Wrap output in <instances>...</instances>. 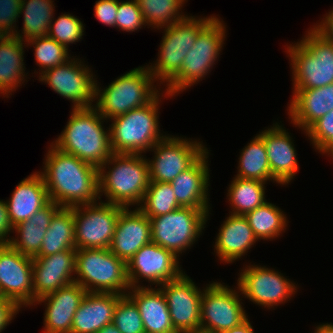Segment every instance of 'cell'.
<instances>
[{
	"label": "cell",
	"mask_w": 333,
	"mask_h": 333,
	"mask_svg": "<svg viewBox=\"0 0 333 333\" xmlns=\"http://www.w3.org/2000/svg\"><path fill=\"white\" fill-rule=\"evenodd\" d=\"M211 209L180 207L150 219L151 241L178 258L191 249L202 236L210 219Z\"/></svg>",
	"instance_id": "obj_11"
},
{
	"label": "cell",
	"mask_w": 333,
	"mask_h": 333,
	"mask_svg": "<svg viewBox=\"0 0 333 333\" xmlns=\"http://www.w3.org/2000/svg\"><path fill=\"white\" fill-rule=\"evenodd\" d=\"M126 295L137 306L145 332L178 333L172 324L165 295L159 287H134Z\"/></svg>",
	"instance_id": "obj_27"
},
{
	"label": "cell",
	"mask_w": 333,
	"mask_h": 333,
	"mask_svg": "<svg viewBox=\"0 0 333 333\" xmlns=\"http://www.w3.org/2000/svg\"><path fill=\"white\" fill-rule=\"evenodd\" d=\"M75 248L74 207H61L52 217L35 257L54 255Z\"/></svg>",
	"instance_id": "obj_31"
},
{
	"label": "cell",
	"mask_w": 333,
	"mask_h": 333,
	"mask_svg": "<svg viewBox=\"0 0 333 333\" xmlns=\"http://www.w3.org/2000/svg\"><path fill=\"white\" fill-rule=\"evenodd\" d=\"M84 58L72 56L64 64L45 70L37 78L71 102V109L93 107L96 76Z\"/></svg>",
	"instance_id": "obj_13"
},
{
	"label": "cell",
	"mask_w": 333,
	"mask_h": 333,
	"mask_svg": "<svg viewBox=\"0 0 333 333\" xmlns=\"http://www.w3.org/2000/svg\"><path fill=\"white\" fill-rule=\"evenodd\" d=\"M97 333H121L118 328L113 324L105 325L101 330Z\"/></svg>",
	"instance_id": "obj_51"
},
{
	"label": "cell",
	"mask_w": 333,
	"mask_h": 333,
	"mask_svg": "<svg viewBox=\"0 0 333 333\" xmlns=\"http://www.w3.org/2000/svg\"><path fill=\"white\" fill-rule=\"evenodd\" d=\"M151 242L150 219L139 208H124L109 250L127 263L142 246Z\"/></svg>",
	"instance_id": "obj_23"
},
{
	"label": "cell",
	"mask_w": 333,
	"mask_h": 333,
	"mask_svg": "<svg viewBox=\"0 0 333 333\" xmlns=\"http://www.w3.org/2000/svg\"><path fill=\"white\" fill-rule=\"evenodd\" d=\"M98 170L100 201L123 208L140 206L150 184L146 155L113 153Z\"/></svg>",
	"instance_id": "obj_2"
},
{
	"label": "cell",
	"mask_w": 333,
	"mask_h": 333,
	"mask_svg": "<svg viewBox=\"0 0 333 333\" xmlns=\"http://www.w3.org/2000/svg\"><path fill=\"white\" fill-rule=\"evenodd\" d=\"M159 288L165 295L171 321L178 333H200V309L203 288L187 273L165 282ZM201 288V289H200Z\"/></svg>",
	"instance_id": "obj_17"
},
{
	"label": "cell",
	"mask_w": 333,
	"mask_h": 333,
	"mask_svg": "<svg viewBox=\"0 0 333 333\" xmlns=\"http://www.w3.org/2000/svg\"><path fill=\"white\" fill-rule=\"evenodd\" d=\"M97 79L94 107L107 121L147 105L163 90L146 65L125 72L104 88Z\"/></svg>",
	"instance_id": "obj_6"
},
{
	"label": "cell",
	"mask_w": 333,
	"mask_h": 333,
	"mask_svg": "<svg viewBox=\"0 0 333 333\" xmlns=\"http://www.w3.org/2000/svg\"><path fill=\"white\" fill-rule=\"evenodd\" d=\"M305 136L316 152L330 157L333 154V110L315 121L306 130Z\"/></svg>",
	"instance_id": "obj_40"
},
{
	"label": "cell",
	"mask_w": 333,
	"mask_h": 333,
	"mask_svg": "<svg viewBox=\"0 0 333 333\" xmlns=\"http://www.w3.org/2000/svg\"><path fill=\"white\" fill-rule=\"evenodd\" d=\"M94 4V17L98 22L116 29L118 0H97Z\"/></svg>",
	"instance_id": "obj_44"
},
{
	"label": "cell",
	"mask_w": 333,
	"mask_h": 333,
	"mask_svg": "<svg viewBox=\"0 0 333 333\" xmlns=\"http://www.w3.org/2000/svg\"><path fill=\"white\" fill-rule=\"evenodd\" d=\"M200 138L168 134L148 152L150 181L170 183L181 172L190 168L209 148Z\"/></svg>",
	"instance_id": "obj_14"
},
{
	"label": "cell",
	"mask_w": 333,
	"mask_h": 333,
	"mask_svg": "<svg viewBox=\"0 0 333 333\" xmlns=\"http://www.w3.org/2000/svg\"><path fill=\"white\" fill-rule=\"evenodd\" d=\"M32 268V257L0 244V294L22 311L33 306Z\"/></svg>",
	"instance_id": "obj_18"
},
{
	"label": "cell",
	"mask_w": 333,
	"mask_h": 333,
	"mask_svg": "<svg viewBox=\"0 0 333 333\" xmlns=\"http://www.w3.org/2000/svg\"><path fill=\"white\" fill-rule=\"evenodd\" d=\"M60 208L61 206L50 201L27 221L13 227L12 233L15 235L11 236L8 244L21 254L34 258L40 251L52 217Z\"/></svg>",
	"instance_id": "obj_29"
},
{
	"label": "cell",
	"mask_w": 333,
	"mask_h": 333,
	"mask_svg": "<svg viewBox=\"0 0 333 333\" xmlns=\"http://www.w3.org/2000/svg\"><path fill=\"white\" fill-rule=\"evenodd\" d=\"M124 295L87 292L77 308L71 333H97L111 324L118 301Z\"/></svg>",
	"instance_id": "obj_25"
},
{
	"label": "cell",
	"mask_w": 333,
	"mask_h": 333,
	"mask_svg": "<svg viewBox=\"0 0 333 333\" xmlns=\"http://www.w3.org/2000/svg\"><path fill=\"white\" fill-rule=\"evenodd\" d=\"M218 229L213 242V250L218 261L234 264L247 257L250 249L259 242L245 216L228 214ZM242 258V259H241Z\"/></svg>",
	"instance_id": "obj_22"
},
{
	"label": "cell",
	"mask_w": 333,
	"mask_h": 333,
	"mask_svg": "<svg viewBox=\"0 0 333 333\" xmlns=\"http://www.w3.org/2000/svg\"><path fill=\"white\" fill-rule=\"evenodd\" d=\"M188 15L184 20L158 29L163 36L157 59L147 64L154 80L163 88L178 74L187 52L193 47L198 34L216 17ZM151 64V65H150Z\"/></svg>",
	"instance_id": "obj_8"
},
{
	"label": "cell",
	"mask_w": 333,
	"mask_h": 333,
	"mask_svg": "<svg viewBox=\"0 0 333 333\" xmlns=\"http://www.w3.org/2000/svg\"><path fill=\"white\" fill-rule=\"evenodd\" d=\"M210 149L170 182L180 207L212 209L210 201Z\"/></svg>",
	"instance_id": "obj_24"
},
{
	"label": "cell",
	"mask_w": 333,
	"mask_h": 333,
	"mask_svg": "<svg viewBox=\"0 0 333 333\" xmlns=\"http://www.w3.org/2000/svg\"><path fill=\"white\" fill-rule=\"evenodd\" d=\"M22 312L11 300L0 296V333Z\"/></svg>",
	"instance_id": "obj_45"
},
{
	"label": "cell",
	"mask_w": 333,
	"mask_h": 333,
	"mask_svg": "<svg viewBox=\"0 0 333 333\" xmlns=\"http://www.w3.org/2000/svg\"><path fill=\"white\" fill-rule=\"evenodd\" d=\"M76 249L33 258V304L39 298L75 282Z\"/></svg>",
	"instance_id": "obj_20"
},
{
	"label": "cell",
	"mask_w": 333,
	"mask_h": 333,
	"mask_svg": "<svg viewBox=\"0 0 333 333\" xmlns=\"http://www.w3.org/2000/svg\"><path fill=\"white\" fill-rule=\"evenodd\" d=\"M286 107L290 124L306 134V130L319 118L329 112L324 97V86L312 89H292Z\"/></svg>",
	"instance_id": "obj_30"
},
{
	"label": "cell",
	"mask_w": 333,
	"mask_h": 333,
	"mask_svg": "<svg viewBox=\"0 0 333 333\" xmlns=\"http://www.w3.org/2000/svg\"><path fill=\"white\" fill-rule=\"evenodd\" d=\"M87 291L76 282L59 288L35 301L43 304V333H71L74 314Z\"/></svg>",
	"instance_id": "obj_21"
},
{
	"label": "cell",
	"mask_w": 333,
	"mask_h": 333,
	"mask_svg": "<svg viewBox=\"0 0 333 333\" xmlns=\"http://www.w3.org/2000/svg\"><path fill=\"white\" fill-rule=\"evenodd\" d=\"M286 215L278 205L267 201L244 216L258 241L266 242L277 240L287 231L289 220Z\"/></svg>",
	"instance_id": "obj_35"
},
{
	"label": "cell",
	"mask_w": 333,
	"mask_h": 333,
	"mask_svg": "<svg viewBox=\"0 0 333 333\" xmlns=\"http://www.w3.org/2000/svg\"><path fill=\"white\" fill-rule=\"evenodd\" d=\"M324 97L329 111L333 110V84L324 86Z\"/></svg>",
	"instance_id": "obj_49"
},
{
	"label": "cell",
	"mask_w": 333,
	"mask_h": 333,
	"mask_svg": "<svg viewBox=\"0 0 333 333\" xmlns=\"http://www.w3.org/2000/svg\"><path fill=\"white\" fill-rule=\"evenodd\" d=\"M13 232L6 200L0 199V244H8Z\"/></svg>",
	"instance_id": "obj_46"
},
{
	"label": "cell",
	"mask_w": 333,
	"mask_h": 333,
	"mask_svg": "<svg viewBox=\"0 0 333 333\" xmlns=\"http://www.w3.org/2000/svg\"><path fill=\"white\" fill-rule=\"evenodd\" d=\"M170 183L150 181L138 207L148 218L165 215L180 208Z\"/></svg>",
	"instance_id": "obj_38"
},
{
	"label": "cell",
	"mask_w": 333,
	"mask_h": 333,
	"mask_svg": "<svg viewBox=\"0 0 333 333\" xmlns=\"http://www.w3.org/2000/svg\"><path fill=\"white\" fill-rule=\"evenodd\" d=\"M163 98H174L164 89L147 105L132 109L109 121L113 153L146 154L168 134L160 129L159 114ZM163 131V133H162Z\"/></svg>",
	"instance_id": "obj_4"
},
{
	"label": "cell",
	"mask_w": 333,
	"mask_h": 333,
	"mask_svg": "<svg viewBox=\"0 0 333 333\" xmlns=\"http://www.w3.org/2000/svg\"><path fill=\"white\" fill-rule=\"evenodd\" d=\"M313 330L311 333H322L315 325Z\"/></svg>",
	"instance_id": "obj_52"
},
{
	"label": "cell",
	"mask_w": 333,
	"mask_h": 333,
	"mask_svg": "<svg viewBox=\"0 0 333 333\" xmlns=\"http://www.w3.org/2000/svg\"><path fill=\"white\" fill-rule=\"evenodd\" d=\"M200 309V333H221L248 318L239 287L220 281L204 285Z\"/></svg>",
	"instance_id": "obj_12"
},
{
	"label": "cell",
	"mask_w": 333,
	"mask_h": 333,
	"mask_svg": "<svg viewBox=\"0 0 333 333\" xmlns=\"http://www.w3.org/2000/svg\"><path fill=\"white\" fill-rule=\"evenodd\" d=\"M112 323L121 333H142L145 331L140 312L127 295L118 301Z\"/></svg>",
	"instance_id": "obj_41"
},
{
	"label": "cell",
	"mask_w": 333,
	"mask_h": 333,
	"mask_svg": "<svg viewBox=\"0 0 333 333\" xmlns=\"http://www.w3.org/2000/svg\"><path fill=\"white\" fill-rule=\"evenodd\" d=\"M20 6L21 0H0V36L15 35Z\"/></svg>",
	"instance_id": "obj_43"
},
{
	"label": "cell",
	"mask_w": 333,
	"mask_h": 333,
	"mask_svg": "<svg viewBox=\"0 0 333 333\" xmlns=\"http://www.w3.org/2000/svg\"><path fill=\"white\" fill-rule=\"evenodd\" d=\"M180 259L170 250L149 243L142 246L126 263L130 288L159 287L179 278L185 271ZM147 282L142 283V282Z\"/></svg>",
	"instance_id": "obj_16"
},
{
	"label": "cell",
	"mask_w": 333,
	"mask_h": 333,
	"mask_svg": "<svg viewBox=\"0 0 333 333\" xmlns=\"http://www.w3.org/2000/svg\"><path fill=\"white\" fill-rule=\"evenodd\" d=\"M230 182L226 187L227 201H225L231 208L229 214L244 216L268 201L265 186L267 182L235 176Z\"/></svg>",
	"instance_id": "obj_33"
},
{
	"label": "cell",
	"mask_w": 333,
	"mask_h": 333,
	"mask_svg": "<svg viewBox=\"0 0 333 333\" xmlns=\"http://www.w3.org/2000/svg\"><path fill=\"white\" fill-rule=\"evenodd\" d=\"M246 263V264H245ZM237 277L243 300L266 310H276L279 305L291 301L300 288L298 283L286 274L267 265L245 262Z\"/></svg>",
	"instance_id": "obj_10"
},
{
	"label": "cell",
	"mask_w": 333,
	"mask_h": 333,
	"mask_svg": "<svg viewBox=\"0 0 333 333\" xmlns=\"http://www.w3.org/2000/svg\"><path fill=\"white\" fill-rule=\"evenodd\" d=\"M331 160H333V154L329 157ZM333 163V162H332Z\"/></svg>",
	"instance_id": "obj_53"
},
{
	"label": "cell",
	"mask_w": 333,
	"mask_h": 333,
	"mask_svg": "<svg viewBox=\"0 0 333 333\" xmlns=\"http://www.w3.org/2000/svg\"><path fill=\"white\" fill-rule=\"evenodd\" d=\"M238 159L235 177L254 179L267 183L269 181V183L272 182L282 187L271 174L265 144L258 134L240 150Z\"/></svg>",
	"instance_id": "obj_34"
},
{
	"label": "cell",
	"mask_w": 333,
	"mask_h": 333,
	"mask_svg": "<svg viewBox=\"0 0 333 333\" xmlns=\"http://www.w3.org/2000/svg\"><path fill=\"white\" fill-rule=\"evenodd\" d=\"M124 208L98 201L74 207L75 248L109 249L120 212Z\"/></svg>",
	"instance_id": "obj_15"
},
{
	"label": "cell",
	"mask_w": 333,
	"mask_h": 333,
	"mask_svg": "<svg viewBox=\"0 0 333 333\" xmlns=\"http://www.w3.org/2000/svg\"><path fill=\"white\" fill-rule=\"evenodd\" d=\"M322 333H333V323H319L315 325Z\"/></svg>",
	"instance_id": "obj_50"
},
{
	"label": "cell",
	"mask_w": 333,
	"mask_h": 333,
	"mask_svg": "<svg viewBox=\"0 0 333 333\" xmlns=\"http://www.w3.org/2000/svg\"><path fill=\"white\" fill-rule=\"evenodd\" d=\"M321 21H317L312 25L327 40L333 42V8L322 15Z\"/></svg>",
	"instance_id": "obj_47"
},
{
	"label": "cell",
	"mask_w": 333,
	"mask_h": 333,
	"mask_svg": "<svg viewBox=\"0 0 333 333\" xmlns=\"http://www.w3.org/2000/svg\"><path fill=\"white\" fill-rule=\"evenodd\" d=\"M250 317L243 321L240 325L231 328L230 330L221 332V333H255L254 326L250 322Z\"/></svg>",
	"instance_id": "obj_48"
},
{
	"label": "cell",
	"mask_w": 333,
	"mask_h": 333,
	"mask_svg": "<svg viewBox=\"0 0 333 333\" xmlns=\"http://www.w3.org/2000/svg\"><path fill=\"white\" fill-rule=\"evenodd\" d=\"M227 32L225 21L217 15L198 34L193 47L182 62L181 70L164 87L165 91L176 97L205 80L219 60L227 40Z\"/></svg>",
	"instance_id": "obj_7"
},
{
	"label": "cell",
	"mask_w": 333,
	"mask_h": 333,
	"mask_svg": "<svg viewBox=\"0 0 333 333\" xmlns=\"http://www.w3.org/2000/svg\"><path fill=\"white\" fill-rule=\"evenodd\" d=\"M25 44L27 48L33 47L35 65L39 67V71L35 69L34 73L32 72L33 78L38 77L47 69L64 64L72 57L69 50L49 36L37 37ZM35 74L37 75L35 76Z\"/></svg>",
	"instance_id": "obj_37"
},
{
	"label": "cell",
	"mask_w": 333,
	"mask_h": 333,
	"mask_svg": "<svg viewBox=\"0 0 333 333\" xmlns=\"http://www.w3.org/2000/svg\"><path fill=\"white\" fill-rule=\"evenodd\" d=\"M85 25L83 22L72 13H61L57 18L52 19L47 36L53 38L58 43L63 45L67 50L71 44L82 41L85 35Z\"/></svg>",
	"instance_id": "obj_39"
},
{
	"label": "cell",
	"mask_w": 333,
	"mask_h": 333,
	"mask_svg": "<svg viewBox=\"0 0 333 333\" xmlns=\"http://www.w3.org/2000/svg\"><path fill=\"white\" fill-rule=\"evenodd\" d=\"M117 13L116 28L123 32L132 33L147 26L137 0H118Z\"/></svg>",
	"instance_id": "obj_42"
},
{
	"label": "cell",
	"mask_w": 333,
	"mask_h": 333,
	"mask_svg": "<svg viewBox=\"0 0 333 333\" xmlns=\"http://www.w3.org/2000/svg\"><path fill=\"white\" fill-rule=\"evenodd\" d=\"M55 0H21L20 18H23L22 29L16 30L14 36L22 42L47 36L49 26L54 18ZM21 31V32H20Z\"/></svg>",
	"instance_id": "obj_32"
},
{
	"label": "cell",
	"mask_w": 333,
	"mask_h": 333,
	"mask_svg": "<svg viewBox=\"0 0 333 333\" xmlns=\"http://www.w3.org/2000/svg\"><path fill=\"white\" fill-rule=\"evenodd\" d=\"M284 47L292 71V89L333 84V42L313 26L297 42H289Z\"/></svg>",
	"instance_id": "obj_5"
},
{
	"label": "cell",
	"mask_w": 333,
	"mask_h": 333,
	"mask_svg": "<svg viewBox=\"0 0 333 333\" xmlns=\"http://www.w3.org/2000/svg\"><path fill=\"white\" fill-rule=\"evenodd\" d=\"M49 144L39 172L50 201L68 208L98 202V168Z\"/></svg>",
	"instance_id": "obj_1"
},
{
	"label": "cell",
	"mask_w": 333,
	"mask_h": 333,
	"mask_svg": "<svg viewBox=\"0 0 333 333\" xmlns=\"http://www.w3.org/2000/svg\"><path fill=\"white\" fill-rule=\"evenodd\" d=\"M147 28L161 29L184 20L188 0H137Z\"/></svg>",
	"instance_id": "obj_36"
},
{
	"label": "cell",
	"mask_w": 333,
	"mask_h": 333,
	"mask_svg": "<svg viewBox=\"0 0 333 333\" xmlns=\"http://www.w3.org/2000/svg\"><path fill=\"white\" fill-rule=\"evenodd\" d=\"M75 282L87 292L126 295L130 290L126 262L109 249L76 250Z\"/></svg>",
	"instance_id": "obj_9"
},
{
	"label": "cell",
	"mask_w": 333,
	"mask_h": 333,
	"mask_svg": "<svg viewBox=\"0 0 333 333\" xmlns=\"http://www.w3.org/2000/svg\"><path fill=\"white\" fill-rule=\"evenodd\" d=\"M50 202L43 176L39 171L23 178L6 200L12 226L27 221Z\"/></svg>",
	"instance_id": "obj_26"
},
{
	"label": "cell",
	"mask_w": 333,
	"mask_h": 333,
	"mask_svg": "<svg viewBox=\"0 0 333 333\" xmlns=\"http://www.w3.org/2000/svg\"><path fill=\"white\" fill-rule=\"evenodd\" d=\"M68 121L52 144L99 168L113 154L107 121L93 107L70 109ZM106 128V129H105Z\"/></svg>",
	"instance_id": "obj_3"
},
{
	"label": "cell",
	"mask_w": 333,
	"mask_h": 333,
	"mask_svg": "<svg viewBox=\"0 0 333 333\" xmlns=\"http://www.w3.org/2000/svg\"><path fill=\"white\" fill-rule=\"evenodd\" d=\"M25 42L14 35L0 36V96L10 98L24 83L28 82L24 60ZM26 71V72H25ZM26 81V82H25Z\"/></svg>",
	"instance_id": "obj_28"
},
{
	"label": "cell",
	"mask_w": 333,
	"mask_h": 333,
	"mask_svg": "<svg viewBox=\"0 0 333 333\" xmlns=\"http://www.w3.org/2000/svg\"><path fill=\"white\" fill-rule=\"evenodd\" d=\"M274 122L257 134L264 141L272 176L282 186L288 187L299 172L295 140L281 121Z\"/></svg>",
	"instance_id": "obj_19"
}]
</instances>
